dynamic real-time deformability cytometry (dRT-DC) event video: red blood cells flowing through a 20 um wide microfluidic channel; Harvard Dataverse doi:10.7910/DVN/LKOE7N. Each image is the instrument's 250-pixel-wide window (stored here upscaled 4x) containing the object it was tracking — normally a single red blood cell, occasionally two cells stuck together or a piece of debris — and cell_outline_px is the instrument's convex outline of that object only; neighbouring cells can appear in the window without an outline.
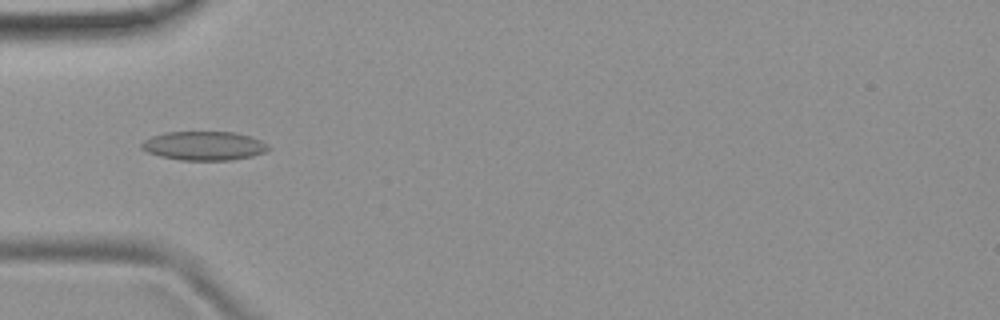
{"species": "common noctule bat (a hibernating species)", "species_latin": "Nyctalus noctula", "temperature_condition": "room temperature", "stored_images_in_passage": 8, "camera_frame_rate_fps": 3000, "um_per_image_px": 0.085, "animal": {"sex": "female", "body_mass_g": 19.9}, "frame": {"image": 1, "passage_image": 3, "time_ms": 0.667, "image_size_px": [1000, 320], "cell_outline_px": [[272, 148], [264, 152], [252, 156], [232, 160], [180, 160], [160, 156], [148, 152], [140, 148], [140, 144], [144, 140], [152, 136], [168, 132], [232, 132], [248, 136], [260, 140], [268, 144]], "centroid_in_image_um": [17.34, 12.4], "position_along_channel_um": 67.7, "area_um2": 21.33}}
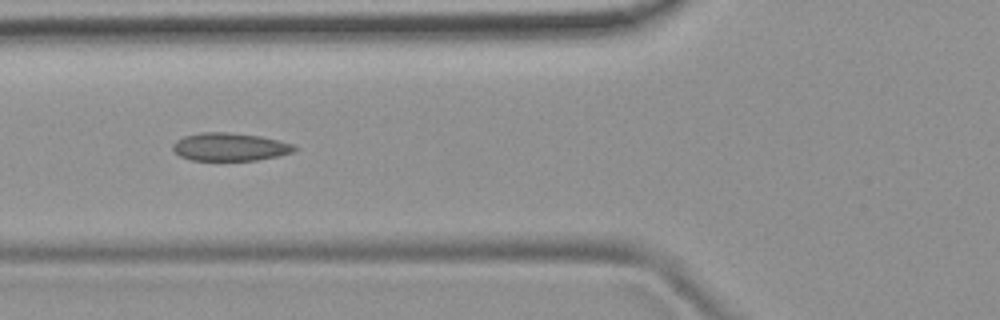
{"frame": {"image": 2, "passage_image": 6, "time_ms": 1.667, "image_size_px": [1000, 320], "cell_outline_px": [[296, 148], [292, 152], [280, 156], [256, 160], [192, 160], [180, 156], [172, 148], [172, 144], [176, 140], [184, 136], [200, 132], [228, 132], [260, 136], [292, 144]], "centroid_in_image_um": [19.5, 12.48], "position_along_channel_um": 106.3, "area_um2": 19.71}}